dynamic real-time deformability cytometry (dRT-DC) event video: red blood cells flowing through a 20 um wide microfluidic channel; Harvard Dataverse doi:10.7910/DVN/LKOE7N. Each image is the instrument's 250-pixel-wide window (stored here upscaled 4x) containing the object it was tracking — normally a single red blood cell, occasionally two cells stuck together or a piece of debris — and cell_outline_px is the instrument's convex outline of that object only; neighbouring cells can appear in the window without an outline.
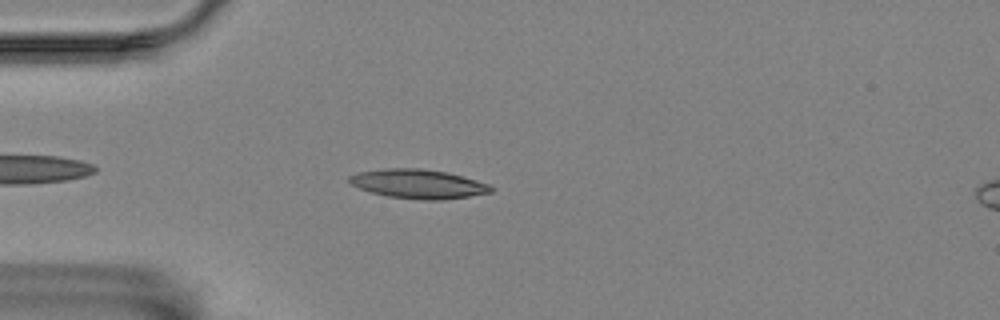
{"species": "Egyptian fruit bat (a non-hibernating species)", "species_latin": "Rousettus aegyptiacus", "temperature_condition": "room temperature", "stored_images_in_passage": 7, "camera_frame_rate_fps": 3000, "um_per_image_px": 0.085, "animal": {"sex": "female"}, "frame": {"image": 1, "passage_image": 6, "time_ms": 6.0, "image_size_px": [1000, 320], "cell_outline_px": [[496, 188], [492, 192], [444, 200], [424, 200], [388, 196], [372, 192], [360, 188], [352, 184], [348, 180], [348, 176], [356, 172], [384, 168], [420, 168], [448, 172], [476, 180], [488, 184]], "centroid_in_image_um": [35.56, 15.62], "position_along_channel_um": 49.4, "area_um2": 24.1}}